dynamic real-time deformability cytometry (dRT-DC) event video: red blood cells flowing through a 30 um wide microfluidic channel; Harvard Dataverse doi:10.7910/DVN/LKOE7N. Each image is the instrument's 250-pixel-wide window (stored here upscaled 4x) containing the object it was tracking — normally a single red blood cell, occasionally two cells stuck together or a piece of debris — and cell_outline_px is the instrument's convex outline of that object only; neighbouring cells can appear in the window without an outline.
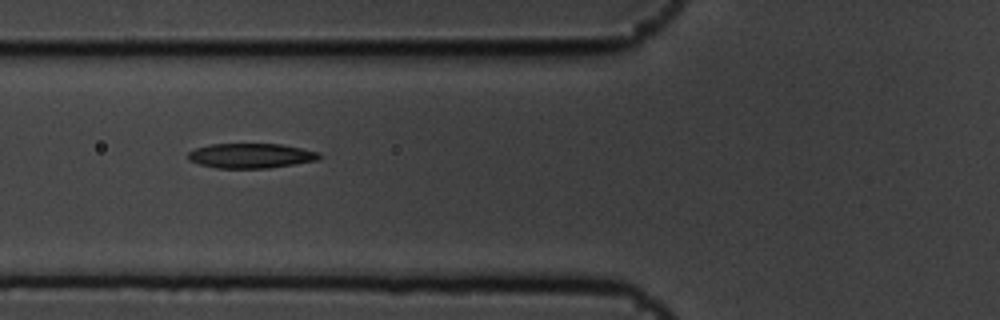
{"species": "common noctule bat (a hibernating species)", "species_latin": "Nyctalus noctula", "temperature_condition": "cold", "stored_images_in_passage": 15, "camera_frame_rate_fps": 3000, "um_per_image_px": 0.085, "animal": {"sex": "male", "body_mass_g": 19.5, "forearm_length_mm": 54.6}, "frame": {"image": 1, "passage_image": 6, "time_ms": 1.667, "image_size_px": [1000, 320], "cell_outline_px": [[324, 156], [320, 160], [268, 168], [216, 168], [200, 164], [188, 160], [188, 152], [196, 148], [208, 144], [280, 144], [320, 152]], "centroid_in_image_um": [21.36, 13.24], "position_along_channel_um": 104.4, "area_um2": 19.07}}
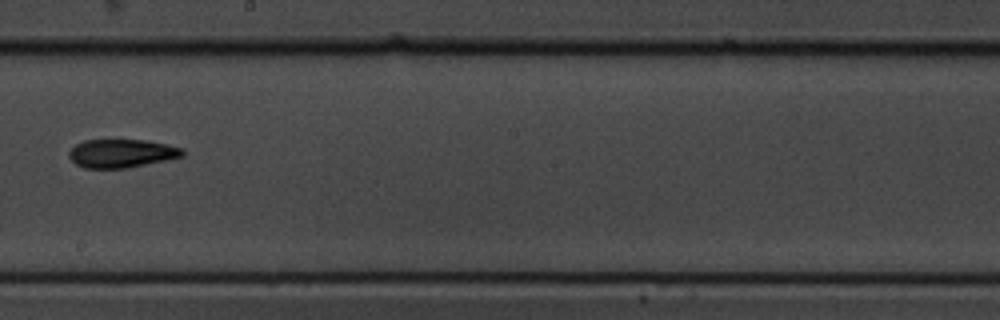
{"frame": {"image": 2, "passage_image": 9, "time_ms": 2.667, "image_size_px": [1000, 320], "cell_outline_px": [[184, 156], [168, 160], [128, 168], [84, 168], [76, 164], [68, 156], [68, 152], [76, 144], [84, 140], [144, 140], [168, 144], [184, 148]], "centroid_in_image_um": [10.36, 13.04], "position_along_channel_um": 237.8, "area_um2": 18.96}}
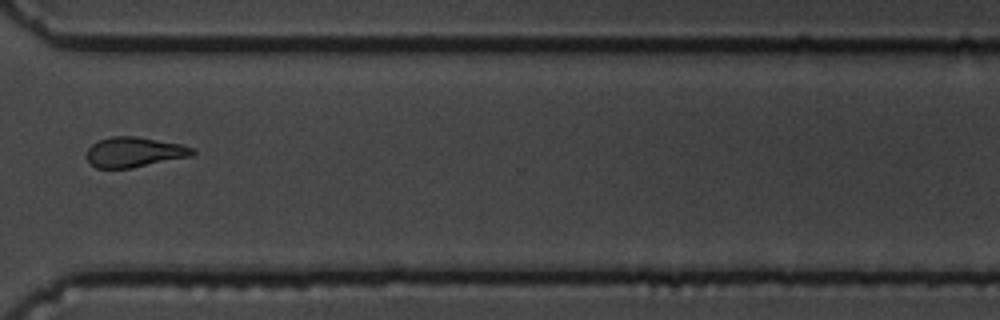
{"frame": {"image": 3, "passage_image": 12, "time_ms": 3.667, "image_size_px": [1000, 320], "cell_outline_px": [[196, 152], [192, 156], [132, 168], [96, 168], [84, 156], [88, 148], [92, 144], [100, 140], [112, 136], [136, 136], [180, 144], [196, 148]], "centroid_in_image_um": [11.42, 12.93], "position_along_channel_um": 359.2, "area_um2": 18.67}}